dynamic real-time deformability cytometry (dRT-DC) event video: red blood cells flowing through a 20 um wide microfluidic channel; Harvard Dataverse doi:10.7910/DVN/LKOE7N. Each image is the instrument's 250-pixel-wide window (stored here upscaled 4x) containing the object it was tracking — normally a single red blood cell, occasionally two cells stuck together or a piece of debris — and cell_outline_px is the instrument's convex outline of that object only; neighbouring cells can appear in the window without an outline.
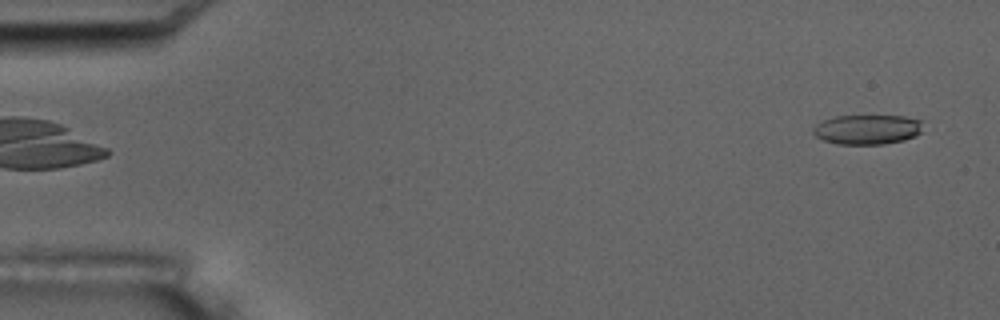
{"species": "common noctule bat (a hibernating species)", "species_latin": "Nyctalus noctula", "temperature_condition": "room temperature", "stored_images_in_passage": 2, "camera_frame_rate_fps": 3000, "um_per_image_px": 0.085, "animal": {"sex": "male", "body_mass_g": 17.5, "forearm_length_mm": 52.3}, "frame": {"image": 1, "passage_image": 2, "time_ms": 1.0, "image_size_px": [1000, 320], "cell_outline_px": [[920, 132], [916, 136], [904, 140], [884, 144], [836, 144], [824, 140], [816, 136], [812, 132], [812, 128], [816, 124], [832, 116], [904, 116], [920, 120]], "centroid_in_image_um": [73.68, 11.01], "position_along_channel_um": 11.3, "area_um2": 18.96}}